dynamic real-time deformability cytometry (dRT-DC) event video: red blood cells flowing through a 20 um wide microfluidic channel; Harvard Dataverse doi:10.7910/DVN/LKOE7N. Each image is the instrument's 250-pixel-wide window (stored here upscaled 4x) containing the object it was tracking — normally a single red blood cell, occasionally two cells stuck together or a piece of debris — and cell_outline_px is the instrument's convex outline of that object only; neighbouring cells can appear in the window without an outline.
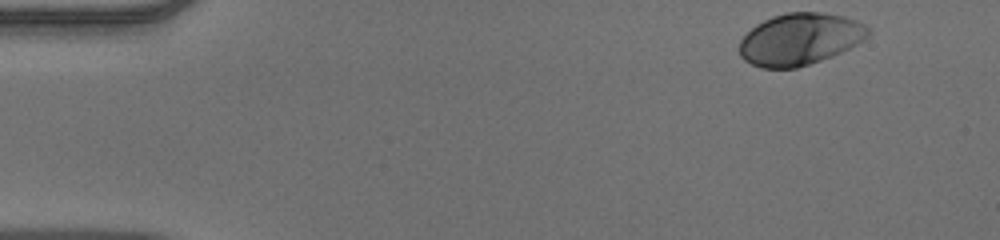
{"species": "human", "species_latin": "Homo sapiens", "temperature_condition": "warm", "stored_images_in_passage": 49, "camera_frame_rate_fps": 3000, "um_per_image_px": 0.085, "donor": {"sex": "male"}, "frame": {"image": 1, "passage_image": 1, "time_ms": 0.0, "image_size_px": [1000, 240], "cell_outline_px": [[872, 32], [864, 40], [832, 56], [796, 68], [760, 68], [744, 60], [740, 56], [740, 40], [756, 24], [772, 16], [788, 12], [820, 12], [844, 16], [856, 20], [864, 24]], "centroid_in_image_um": [67.99, 3.32], "position_along_channel_um": 17.0, "area_um2": 38.78}}
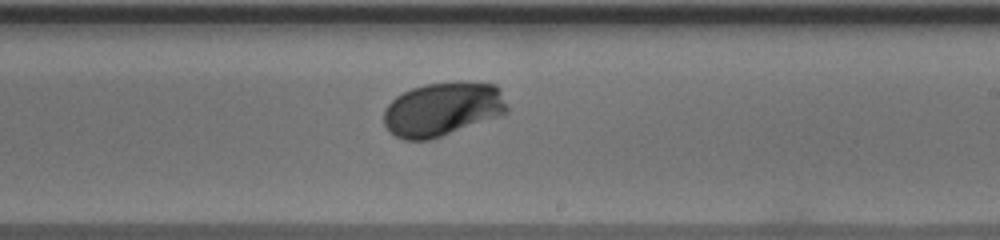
{"frame": {"image": 2, "passage_image": 28, "time_ms": 9.0, "image_size_px": [1000, 240], "cell_outline_px": [[508, 112], [500, 116], [428, 140], [404, 140], [388, 132], [384, 124], [384, 108], [396, 96], [412, 88], [424, 84], [460, 80], [496, 84], [500, 88], [508, 108]], "centroid_in_image_um": [37.62, 9.25], "position_along_channel_um": 251.4, "area_um2": 39.13}}
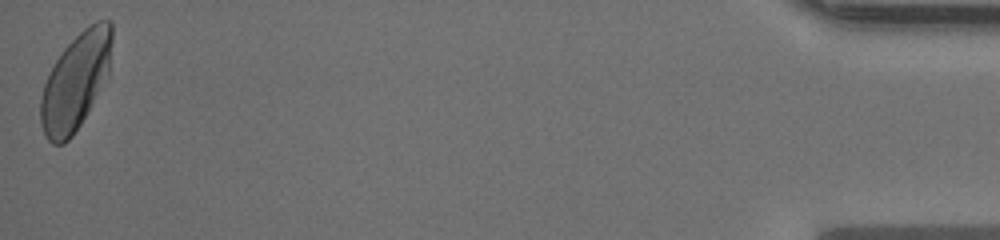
{"frame": {"image": 3, "passage_image": 49, "time_ms": 16.0, "image_size_px": [1000, 240], "cell_outline_px": [[112, 40], [108, 76], [88, 112], [72, 136], [64, 144], [52, 144], [48, 140], [40, 124], [40, 100], [44, 84], [56, 60], [64, 48], [84, 28], [96, 20], [108, 20], [112, 24]], "centroid_in_image_um": [6.43, 6.93], "position_along_channel_um": 428.8, "area_um2": 39.94}, "authors_computed_cell_mechanics": {"area_um2": 37.6278, "velocity_mm_per_s": 3.8531, "shape_relaxation_time_tau1_ms": 2.106, "shape_relaxation_time_tau2_ms": null, "deformation_change_tau1": 0.1291, "deformation_change_tau2": null}}